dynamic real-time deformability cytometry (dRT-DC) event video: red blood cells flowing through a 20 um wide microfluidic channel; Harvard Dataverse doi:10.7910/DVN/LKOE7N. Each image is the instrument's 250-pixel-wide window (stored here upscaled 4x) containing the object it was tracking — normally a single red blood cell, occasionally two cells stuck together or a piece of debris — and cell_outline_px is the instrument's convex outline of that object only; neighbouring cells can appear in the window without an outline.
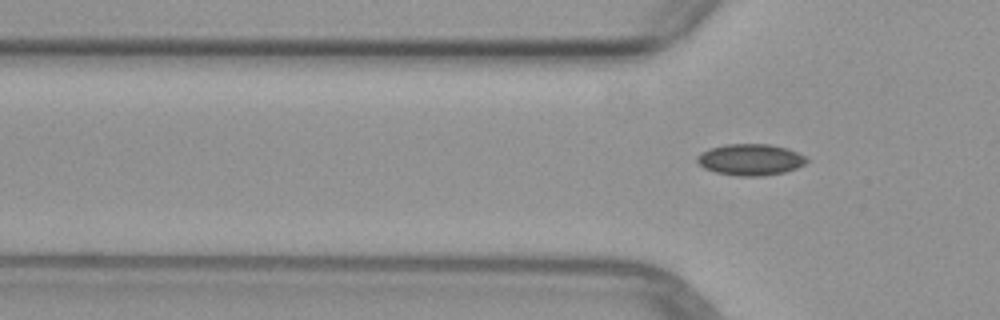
{"species": "common noctule bat (a hibernating species)", "species_latin": "Nyctalus noctula", "temperature_condition": "warm", "stored_images_in_passage": 6, "segment_of_instrument_passage": [2, 2], "camera_frame_rate_fps": 3000, "um_per_image_px": 0.085, "animal": {"sex": "female", "body_mass_g": 29.2, "forearm_length_mm": 56.3}, "frame": {"image": 1, "passage_image": 6, "time_ms": 6.667, "image_size_px": [1000, 320], "cell_outline_px": [[808, 160], [804, 164], [796, 168], [784, 172], [764, 176], [736, 176], [716, 172], [704, 168], [696, 160], [696, 156], [700, 152], [708, 148], [724, 144], [768, 144], [788, 148], [804, 156]], "centroid_in_image_um": [63.75, 13.56], "position_along_channel_um": 62.1, "area_um2": 20.11}}